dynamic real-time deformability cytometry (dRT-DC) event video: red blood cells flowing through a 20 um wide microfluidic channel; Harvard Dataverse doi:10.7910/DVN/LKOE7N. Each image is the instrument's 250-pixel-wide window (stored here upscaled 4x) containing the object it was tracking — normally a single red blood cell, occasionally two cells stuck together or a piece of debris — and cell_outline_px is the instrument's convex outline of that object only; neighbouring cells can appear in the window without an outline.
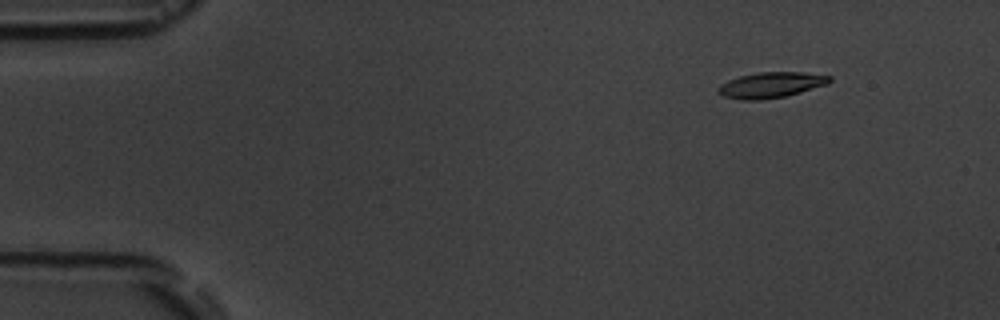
{"species": "common noctule bat (a hibernating species)", "species_latin": "Nyctalus noctula", "temperature_condition": "room temperature", "stored_images_in_passage": 4, "camera_frame_rate_fps": 3000, "um_per_image_px": 0.085, "animal": {"sex": "male", "body_mass_g": 19.5, "forearm_length_mm": 54.6}, "frame": {"image": 1, "passage_image": 2, "time_ms": 1.333, "image_size_px": [1000, 320], "cell_outline_px": [[832, 80], [828, 84], [800, 92], [784, 96], [760, 100], [740, 100], [724, 96], [716, 92], [716, 88], [720, 84], [728, 80], [740, 76], [756, 72], [804, 72], [832, 76]], "centroid_in_image_um": [65.51, 7.22], "position_along_channel_um": 19.5, "area_um2": 16.76}}